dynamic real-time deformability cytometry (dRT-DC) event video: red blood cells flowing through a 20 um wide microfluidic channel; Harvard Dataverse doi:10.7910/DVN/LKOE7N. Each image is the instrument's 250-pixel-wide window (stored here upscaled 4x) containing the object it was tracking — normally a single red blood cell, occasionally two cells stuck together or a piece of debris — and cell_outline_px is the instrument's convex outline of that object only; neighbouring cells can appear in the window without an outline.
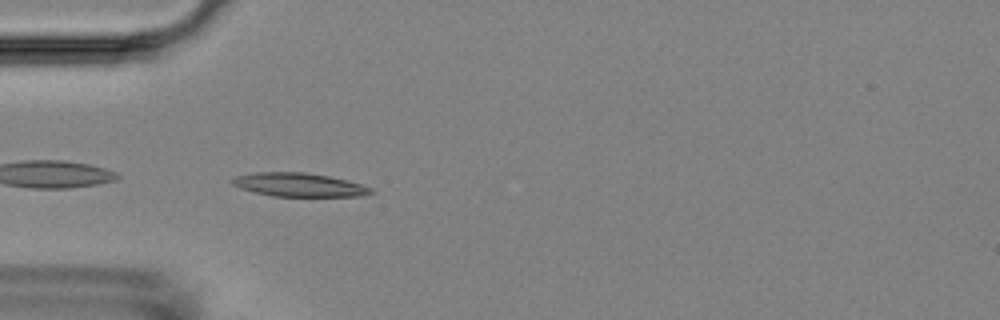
{"species": "Egyptian fruit bat (a non-hibernating species)", "species_latin": "Rousettus aegyptiacus", "temperature_condition": "room temperature", "stored_images_in_passage": 4, "camera_frame_rate_fps": 3000, "um_per_image_px": 0.085, "animal": {"sex": "female"}, "frame": {"image": 1, "passage_image": 3, "time_ms": 3.333, "image_size_px": [1000, 320], "cell_outline_px": [[376, 192], [364, 196], [272, 196], [240, 188], [232, 184], [228, 180], [236, 176], [256, 172], [304, 172], [328, 176], [360, 184], [372, 188]], "centroid_in_image_um": [25.4, 15.71], "position_along_channel_um": 59.6, "area_um2": 19.02}}